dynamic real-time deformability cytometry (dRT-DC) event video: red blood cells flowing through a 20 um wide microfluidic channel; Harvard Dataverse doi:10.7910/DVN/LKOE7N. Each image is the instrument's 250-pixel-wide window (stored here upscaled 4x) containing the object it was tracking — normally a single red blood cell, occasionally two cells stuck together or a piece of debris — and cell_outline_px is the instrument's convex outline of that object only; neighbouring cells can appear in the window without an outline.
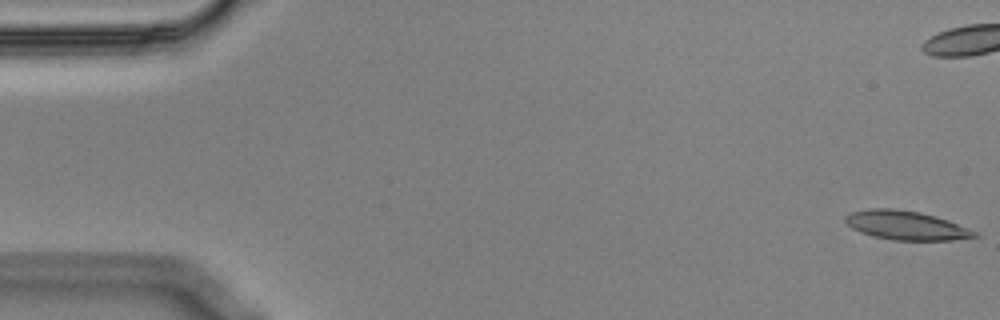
{"species": "Egyptian fruit bat (a non-hibernating species)", "species_latin": "Rousettus aegyptiacus", "temperature_condition": "cold", "stored_images_in_passage": 57, "camera_frame_rate_fps": 3000, "um_per_image_px": 0.085, "animal": {"sex": "male"}, "frame": {"image": 1, "passage_image": 1, "time_ms": 0.0, "image_size_px": [1000, 320], "cell_outline_px": [[980, 236], [952, 240], [892, 240], [872, 236], [860, 232], [852, 228], [844, 220], [844, 216], [852, 212], [872, 208], [892, 208], [920, 212], [936, 216], [948, 220], [980, 232]], "centroid_in_image_um": [77.05, 19.16], "position_along_channel_um": 7.9, "area_um2": 21.96}}
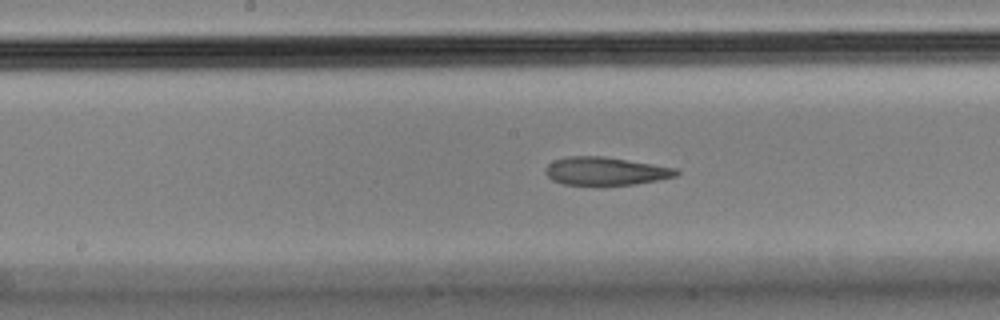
{"frame": {"image": 2, "passage_image": 28, "time_ms": 9.0, "image_size_px": [1000, 320], "cell_outline_px": [[680, 172], [676, 176], [636, 184], [564, 184], [552, 180], [544, 172], [544, 168], [552, 160], [568, 156], [604, 156], [676, 168]], "centroid_in_image_um": [51.43, 14.53], "position_along_channel_um": 196.8, "area_um2": 21.21}}
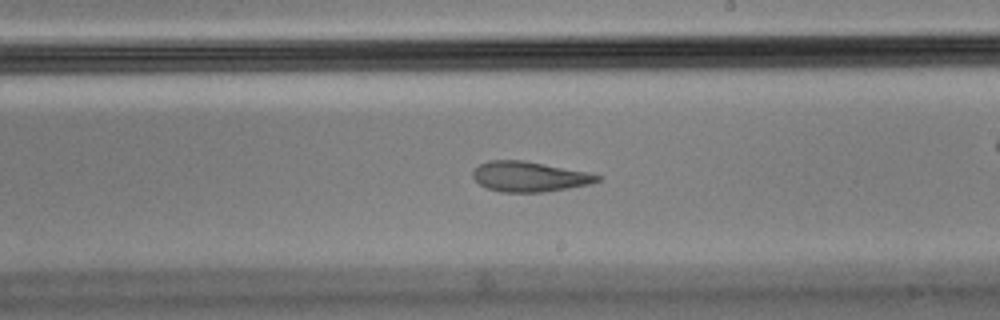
{"frame": {"image": 3, "passage_image": 32, "time_ms": 10.333, "image_size_px": [1000, 320], "cell_outline_px": [[604, 176], [600, 180], [588, 184], [568, 188], [544, 192], [500, 192], [488, 188], [480, 184], [472, 176], [472, 172], [480, 164], [488, 160], [524, 160], [588, 172]], "centroid_in_image_um": [45.0, 15.01], "position_along_channel_um": 244.0, "area_um2": 21.85}, "authors_computed_cell_mechanics": {"area_um2": 22.5998, "velocity_mm_per_s": 3.5606, "shape_relaxation_time_tau1_ms": null, "shape_relaxation_time_tau2_ms": 3.2129, "deformation_change_tau1": null, "deformation_change_tau2": 0.1167}}